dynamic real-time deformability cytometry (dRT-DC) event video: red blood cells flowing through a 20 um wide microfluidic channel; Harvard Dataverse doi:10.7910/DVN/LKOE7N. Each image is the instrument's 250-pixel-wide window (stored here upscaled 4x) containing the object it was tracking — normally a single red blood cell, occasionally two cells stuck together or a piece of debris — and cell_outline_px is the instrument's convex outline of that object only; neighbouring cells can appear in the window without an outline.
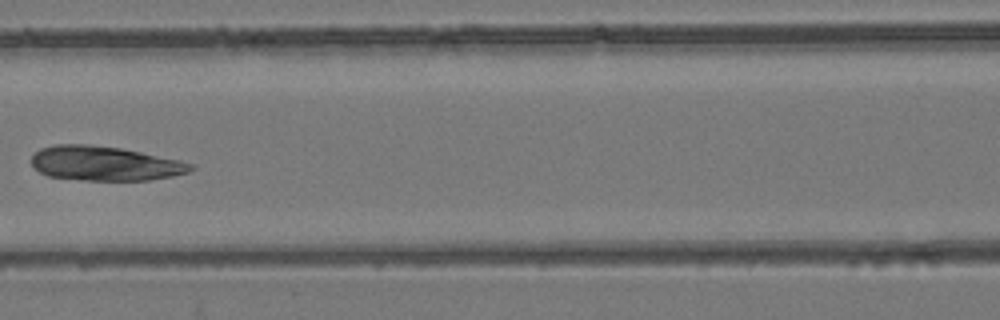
{"species": "common noctule bat (a hibernating species)", "species_latin": "Nyctalus noctula", "temperature_condition": "room temperature", "stored_images_in_passage": 6, "camera_frame_rate_fps": 3000, "um_per_image_px": 0.085, "animal": {"sex": "female", "body_mass_g": 24.6, "forearm_length_mm": 56.2}, "frame": {"image": 1, "passage_image": 6, "time_ms": 6.667, "image_size_px": [1000, 320], "cell_outline_px": [[196, 168], [188, 172], [172, 176], [148, 180], [84, 180], [48, 176], [32, 168], [32, 156], [40, 148], [56, 144], [88, 144], [120, 148], [180, 160], [192, 164]], "centroid_in_image_um": [8.88, 13.89], "position_along_channel_um": 157.7, "area_um2": 31.91}}